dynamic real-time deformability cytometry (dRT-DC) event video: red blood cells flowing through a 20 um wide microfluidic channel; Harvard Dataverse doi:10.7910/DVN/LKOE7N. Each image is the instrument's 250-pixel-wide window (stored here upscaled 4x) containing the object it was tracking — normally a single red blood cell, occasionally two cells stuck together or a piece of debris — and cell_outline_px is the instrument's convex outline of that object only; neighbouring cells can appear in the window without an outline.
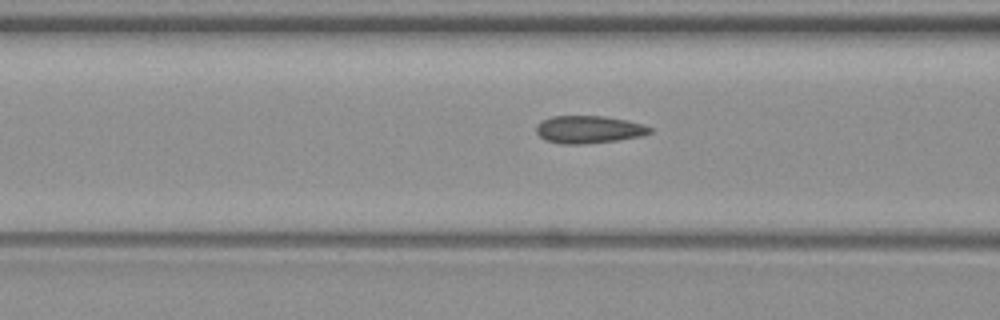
{"species": "common noctule bat (a hibernating species)", "species_latin": "Nyctalus noctula", "temperature_condition": "warm", "stored_images_in_passage": 6, "camera_frame_rate_fps": 3000, "um_per_image_px": 0.085, "animal": {"sex": "female", "body_mass_g": 19.3, "forearm_length_mm": 54.1}, "frame": {"image": 1, "passage_image": 4, "time_ms": 1.0, "image_size_px": [1000, 320], "cell_outline_px": [[652, 132], [644, 136], [616, 140], [584, 144], [560, 144], [544, 140], [536, 132], [536, 124], [540, 120], [552, 116], [604, 116], [628, 120], [644, 124], [652, 128]], "centroid_in_image_um": [50.04, 11.0], "position_along_channel_um": 116.6, "area_um2": 18.55}}